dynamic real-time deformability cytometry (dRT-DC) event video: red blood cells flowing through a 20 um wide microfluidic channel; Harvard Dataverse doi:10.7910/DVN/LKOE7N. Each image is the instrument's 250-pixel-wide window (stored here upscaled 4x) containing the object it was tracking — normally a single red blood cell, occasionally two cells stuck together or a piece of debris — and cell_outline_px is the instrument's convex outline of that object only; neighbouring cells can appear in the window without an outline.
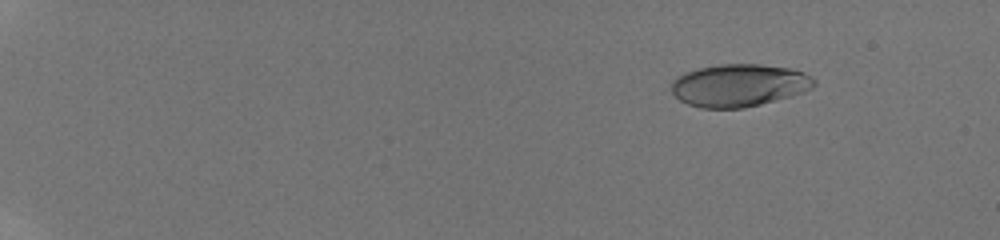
{"species": "human", "species_latin": "Homo sapiens", "temperature_condition": "room temperature", "stored_images_in_passage": 10, "camera_frame_rate_fps": 3000, "um_per_image_px": 0.085, "donor": {"sex": "male"}, "frame": {"image": 1, "passage_image": 3, "time_ms": 2.333, "image_size_px": [1000, 240], "cell_outline_px": [[816, 84], [812, 88], [792, 96], [744, 108], [700, 108], [688, 104], [680, 100], [672, 92], [672, 80], [676, 76], [684, 72], [700, 68], [720, 64], [760, 64], [792, 68], [804, 72], [812, 76], [816, 80]], "centroid_in_image_um": [62.84, 7.24], "position_along_channel_um": 22.2, "area_um2": 35.6}}
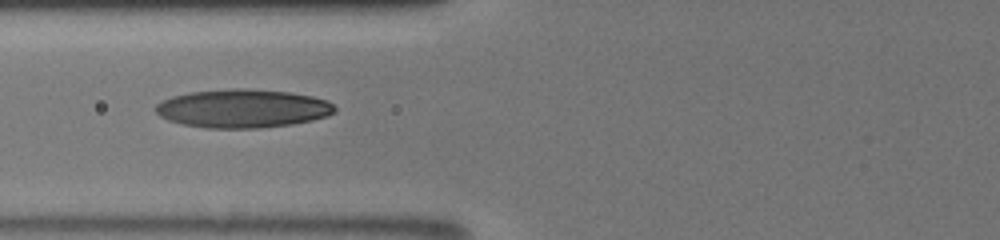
{"frame": {"image": 2, "passage_image": 8, "time_ms": 8.333, "image_size_px": [1000, 240], "cell_outline_px": [[336, 112], [328, 116], [312, 120], [292, 124], [260, 128], [204, 128], [184, 124], [168, 120], [160, 116], [156, 112], [156, 104], [160, 100], [172, 96], [188, 92], [232, 88], [248, 88], [288, 92], [312, 96], [328, 100], [336, 108]], "centroid_in_image_um": [20.63, 9.21], "position_along_channel_um": 105.2, "area_um2": 40.46}}
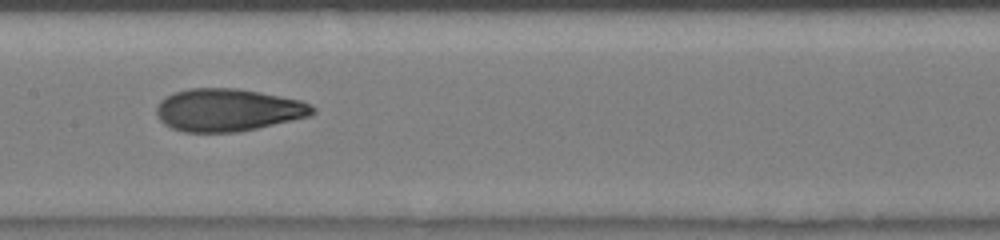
{"frame": {"image": 3, "passage_image": 10, "time_ms": 10.333, "image_size_px": [1000, 240], "cell_outline_px": [[316, 112], [308, 116], [292, 120], [256, 128], [236, 132], [184, 132], [172, 128], [164, 124], [160, 120], [156, 112], [156, 108], [160, 100], [164, 96], [188, 88], [236, 88], [260, 92], [300, 100], [312, 104], [316, 108]], "centroid_in_image_um": [19.36, 9.34], "position_along_channel_um": 188.0, "area_um2": 38.73}}